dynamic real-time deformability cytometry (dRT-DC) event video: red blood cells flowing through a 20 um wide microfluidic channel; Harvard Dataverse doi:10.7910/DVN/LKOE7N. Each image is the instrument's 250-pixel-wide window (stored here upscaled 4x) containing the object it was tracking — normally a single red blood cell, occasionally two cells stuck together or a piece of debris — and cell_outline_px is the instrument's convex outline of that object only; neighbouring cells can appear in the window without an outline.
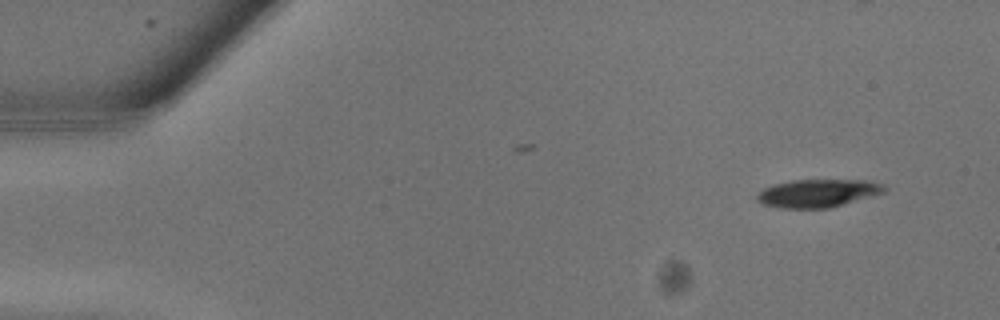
{"species": "common noctule bat (a hibernating species)", "species_latin": "Nyctalus noctula", "temperature_condition": "warm", "stored_images_in_passage": 6, "camera_frame_rate_fps": 3000, "um_per_image_px": 0.085, "animal": {"sex": "male", "body_mass_g": 13.3}, "frame": {"image": 1, "passage_image": 2, "time_ms": 0.333, "image_size_px": [1000, 320], "cell_outline_px": [[888, 188], [884, 192], [828, 208], [780, 208], [764, 204], [756, 200], [756, 196], [764, 188], [776, 184], [792, 180], [864, 180], [884, 184]], "centroid_in_image_um": [69.51, 16.42], "position_along_channel_um": 15.5, "area_um2": 20.46}}